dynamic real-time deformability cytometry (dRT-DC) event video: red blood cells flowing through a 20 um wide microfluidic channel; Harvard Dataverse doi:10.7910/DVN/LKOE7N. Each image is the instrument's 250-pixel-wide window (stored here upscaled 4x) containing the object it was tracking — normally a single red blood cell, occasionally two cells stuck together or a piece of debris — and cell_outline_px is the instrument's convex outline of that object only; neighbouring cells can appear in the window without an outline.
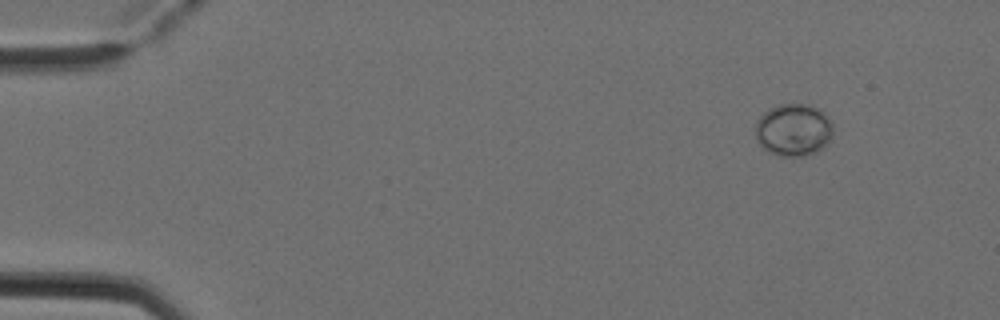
{"species": "Egyptian fruit bat (a non-hibernating species)", "species_latin": "Rousettus aegyptiacus", "temperature_condition": "cold", "stored_images_in_passage": 4, "camera_frame_rate_fps": 3000, "um_per_image_px": 0.085, "animal": {"sex": "female"}, "frame": {"image": 1, "passage_image": 1, "time_ms": 0.0, "image_size_px": [1000, 320], "cell_outline_px": [[832, 132], [828, 144], [816, 152], [804, 156], [776, 156], [768, 152], [756, 140], [756, 120], [768, 108], [780, 104], [808, 104], [820, 108], [832, 120]], "centroid_in_image_um": [67.45, 11.03], "position_along_channel_um": 17.5, "area_um2": 24.1}}